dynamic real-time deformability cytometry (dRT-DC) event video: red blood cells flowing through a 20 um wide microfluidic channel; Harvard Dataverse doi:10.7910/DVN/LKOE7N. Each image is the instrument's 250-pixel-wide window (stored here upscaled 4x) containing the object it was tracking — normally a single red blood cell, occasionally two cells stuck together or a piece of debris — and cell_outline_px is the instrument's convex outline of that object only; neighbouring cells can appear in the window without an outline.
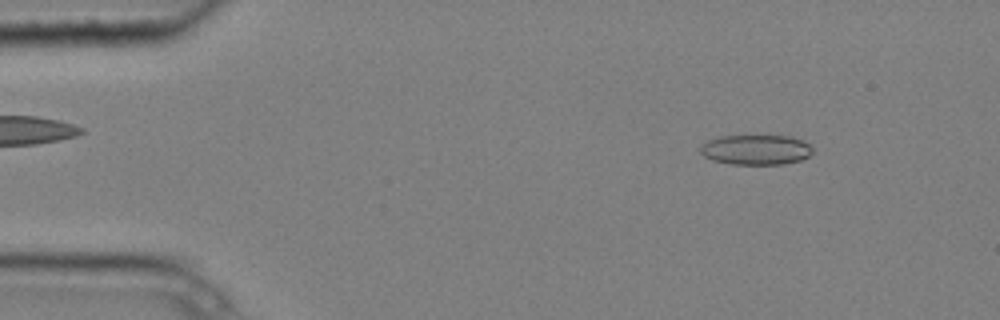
{"species": "common noctule bat (a hibernating species)", "species_latin": "Nyctalus noctula", "temperature_condition": "cold", "stored_images_in_passage": 5, "camera_frame_rate_fps": 3000, "um_per_image_px": 0.085, "animal": {"sex": "male", "body_mass_g": 20.4}, "frame": {"image": 1, "passage_image": 1, "time_ms": 0.0, "image_size_px": [1000, 320], "cell_outline_px": [[812, 152], [808, 156], [800, 160], [784, 164], [732, 164], [712, 160], [704, 156], [700, 152], [700, 148], [708, 140], [716, 136], [792, 136], [804, 140], [812, 148]], "centroid_in_image_um": [64.26, 12.72], "position_along_channel_um": 20.7, "area_um2": 19.65}}
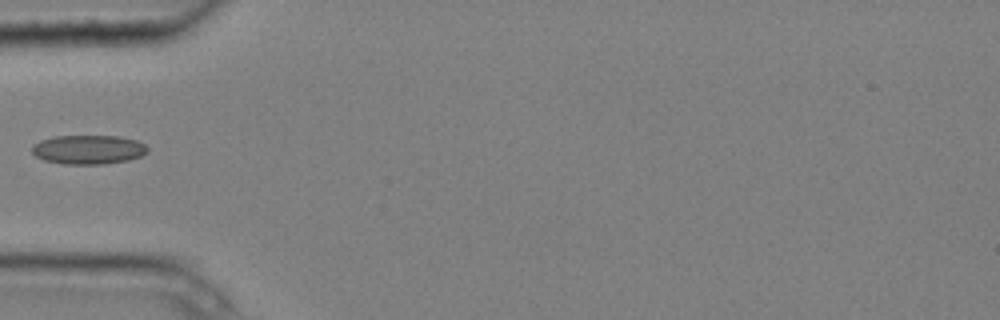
{"frame": {"image": 2, "passage_image": 4, "time_ms": 1.0, "image_size_px": [1000, 320], "cell_outline_px": [[148, 152], [140, 156], [128, 160], [104, 164], [64, 164], [44, 160], [36, 156], [32, 152], [32, 144], [40, 140], [52, 136], [120, 136], [136, 140], [144, 144], [148, 148]], "centroid_in_image_um": [7.49, 12.71], "position_along_channel_um": 77.5, "area_um2": 19.71}}
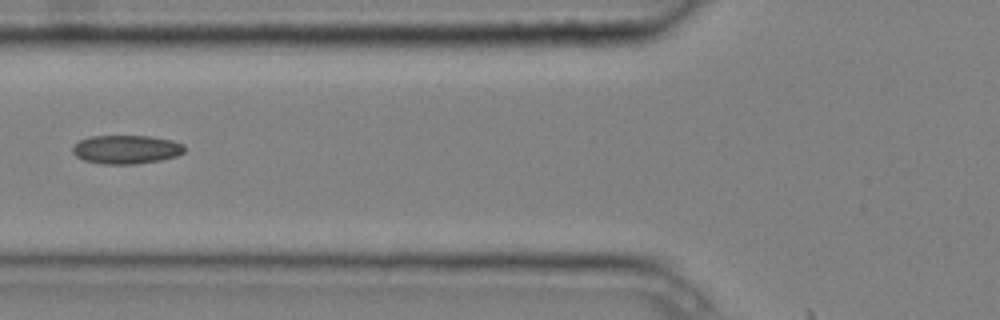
{"frame": {"image": 3, "passage_image": 5, "time_ms": 1.333, "image_size_px": [1000, 320], "cell_outline_px": [[184, 152], [176, 156], [160, 160], [136, 164], [100, 164], [84, 160], [76, 156], [72, 152], [72, 148], [80, 140], [88, 136], [152, 136], [172, 140], [184, 144]], "centroid_in_image_um": [10.73, 12.7], "position_along_channel_um": 115.1, "area_um2": 18.79}}